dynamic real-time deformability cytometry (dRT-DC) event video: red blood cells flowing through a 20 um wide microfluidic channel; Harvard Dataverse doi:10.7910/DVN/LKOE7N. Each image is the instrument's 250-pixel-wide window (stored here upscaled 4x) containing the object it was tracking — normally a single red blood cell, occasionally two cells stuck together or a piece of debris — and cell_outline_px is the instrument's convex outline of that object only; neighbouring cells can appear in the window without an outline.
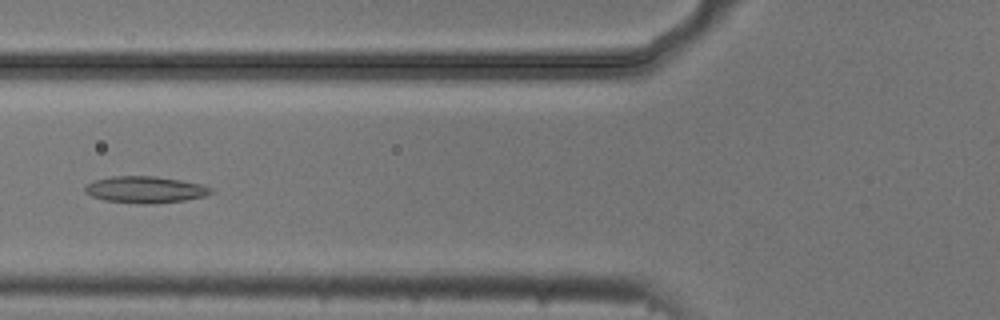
{"species": "common noctule bat (a hibernating species)", "species_latin": "Nyctalus noctula", "temperature_condition": "cold", "stored_images_in_passage": 4, "camera_frame_rate_fps": 3000, "um_per_image_px": 0.085, "animal": {"sex": "male", "body_mass_g": 20.5, "forearm_length_mm": 52.5}, "frame": {"image": 1, "passage_image": 4, "time_ms": 1.0, "image_size_px": [1000, 320], "cell_outline_px": [[212, 192], [208, 196], [184, 200], [148, 204], [140, 204], [104, 200], [92, 196], [84, 192], [84, 188], [88, 184], [96, 180], [112, 176], [156, 176], [180, 180], [200, 184], [212, 188]], "centroid_in_image_um": [12.35, 16.12], "position_along_channel_um": 113.4, "area_um2": 19.48}}